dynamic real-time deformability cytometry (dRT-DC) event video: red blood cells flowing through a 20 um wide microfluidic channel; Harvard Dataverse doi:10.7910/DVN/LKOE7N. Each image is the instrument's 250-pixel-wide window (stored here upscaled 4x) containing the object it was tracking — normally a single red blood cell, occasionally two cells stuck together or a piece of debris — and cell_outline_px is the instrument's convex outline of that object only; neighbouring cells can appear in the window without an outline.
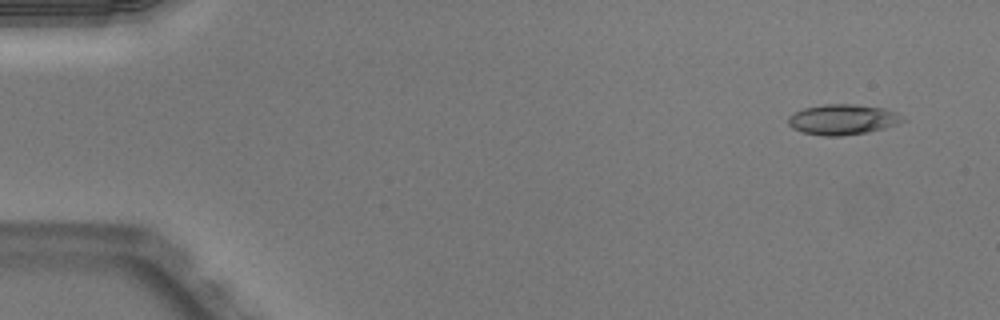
{"species": "Egyptian fruit bat (a non-hibernating species)", "species_latin": "Rousettus aegyptiacus", "temperature_condition": "warm", "stored_images_in_passage": 51, "camera_frame_rate_fps": 3000, "um_per_image_px": 0.085, "animal": {"sex": "male"}, "frame": {"image": 1, "passage_image": 4, "time_ms": 1.0, "image_size_px": [1000, 320], "cell_outline_px": [[908, 120], [884, 128], [868, 132], [840, 136], [824, 136], [800, 132], [792, 128], [788, 124], [788, 116], [792, 112], [804, 108], [824, 104], [856, 104], [884, 108], [896, 112], [904, 116]], "centroid_in_image_um": [71.62, 10.15], "position_along_channel_um": 13.4, "area_um2": 20.58}}
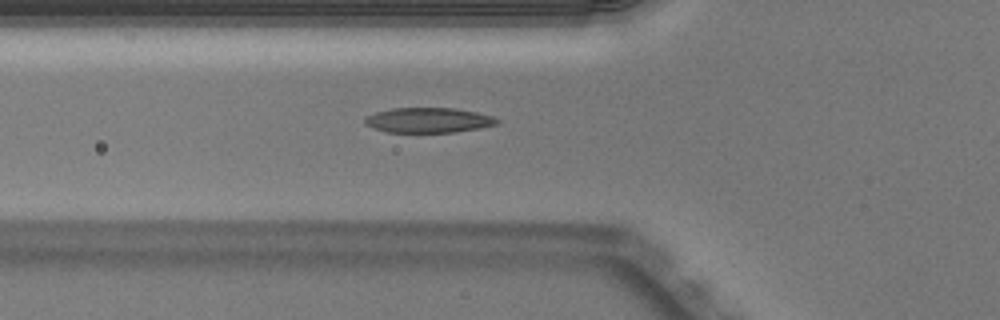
{"frame": {"image": 2, "passage_image": 19, "time_ms": 6.0, "image_size_px": [1000, 320], "cell_outline_px": [[500, 120], [496, 124], [480, 128], [456, 132], [388, 132], [372, 128], [364, 124], [364, 116], [376, 112], [392, 108], [452, 108], [476, 112], [492, 116]], "centroid_in_image_um": [36.37, 10.22], "position_along_channel_um": 89.4, "area_um2": 19.31}}
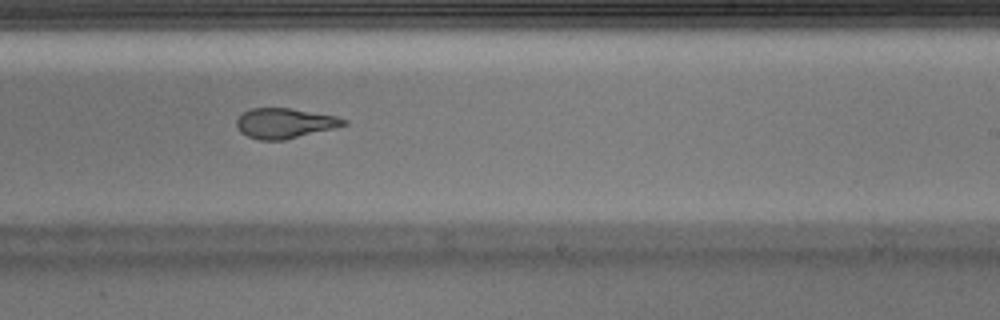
{"frame": {"image": 3, "passage_image": 32, "time_ms": 10.333, "image_size_px": [1000, 320], "cell_outline_px": [[348, 124], [284, 140], [260, 140], [248, 136], [240, 132], [236, 128], [236, 120], [244, 112], [252, 108], [288, 108], [336, 116], [348, 120]], "centroid_in_image_um": [24.17, 10.47], "position_along_channel_um": 264.8, "area_um2": 18.55}, "authors_computed_cell_mechanics": {"area_um2": 19.8254, "velocity_mm_per_s": 4.0354, "shape_relaxation_time_tau1_ms": 4.8709, "shape_relaxation_time_tau2_ms": 2.1641, "deformation_change_tau1": 0.2066, "deformation_change_tau2": 0.1064}}